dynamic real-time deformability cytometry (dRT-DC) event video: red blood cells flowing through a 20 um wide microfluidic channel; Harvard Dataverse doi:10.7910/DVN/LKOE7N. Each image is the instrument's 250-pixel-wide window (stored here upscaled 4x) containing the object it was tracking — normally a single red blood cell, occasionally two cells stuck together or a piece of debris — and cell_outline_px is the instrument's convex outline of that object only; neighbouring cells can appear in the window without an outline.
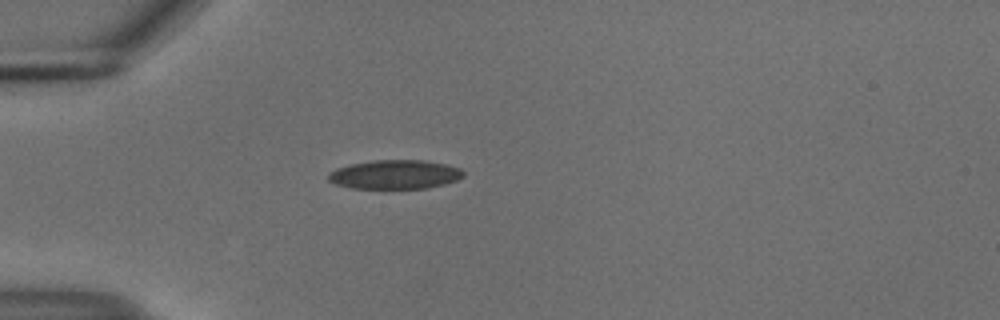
{"species": "common noctule bat (a hibernating species)", "species_latin": "Nyctalus noctula", "temperature_condition": "cold", "stored_images_in_passage": 40, "camera_frame_rate_fps": 3000, "um_per_image_px": 0.085, "animal": {"sex": "male", "body_mass_g": 18.8}, "frame": {"image": 1, "passage_image": 1, "time_ms": 0.0, "image_size_px": [1000, 320], "cell_outline_px": [[464, 176], [456, 180], [444, 184], [428, 188], [352, 188], [336, 184], [328, 180], [328, 172], [336, 168], [352, 164], [372, 160], [424, 160], [444, 164], [460, 168], [464, 172]], "centroid_in_image_um": [33.56, 14.83], "position_along_channel_um": 51.4, "area_um2": 22.77}}
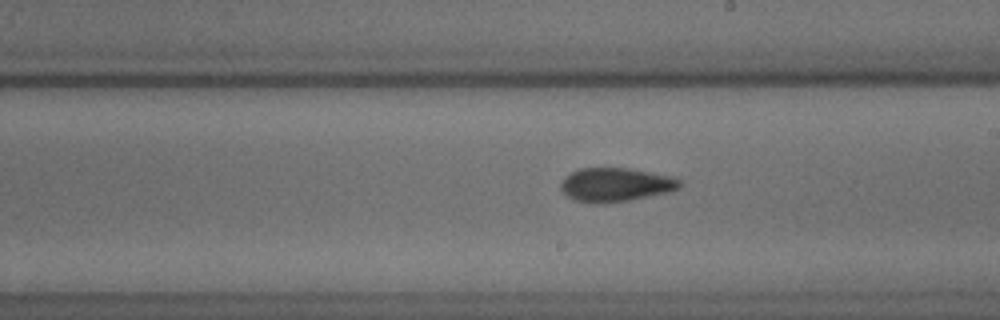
{"frame": {"image": 2, "passage_image": 17, "time_ms": 5.333, "image_size_px": [1000, 320], "cell_outline_px": [[684, 184], [680, 188], [672, 192], [628, 200], [600, 204], [592, 204], [576, 200], [568, 196], [560, 188], [560, 184], [564, 176], [580, 168], [628, 168], [676, 176], [684, 180]], "centroid_in_image_um": [52.42, 15.7], "position_along_channel_um": 236.6, "area_um2": 23.93}}
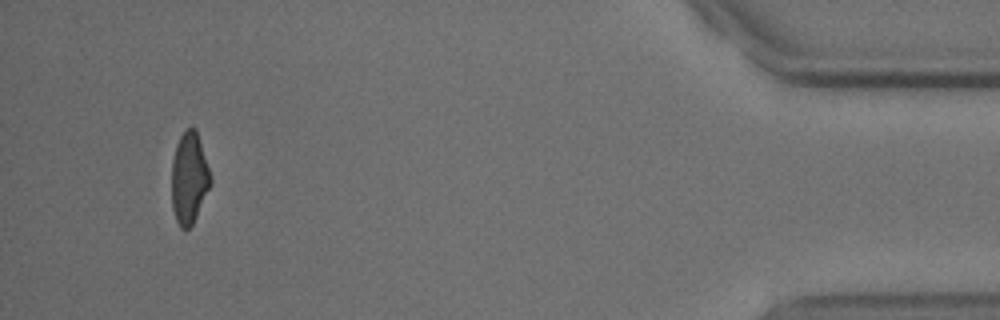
{"frame": {"image": 3, "passage_image": 37, "time_ms": 12.0, "image_size_px": [1000, 320], "cell_outline_px": [[212, 184], [192, 224], [188, 228], [180, 228], [176, 220], [172, 208], [172, 160], [176, 144], [180, 136], [188, 128], [196, 128], [212, 180]], "centroid_in_image_um": [16.07, 15.14], "position_along_channel_um": 419.1, "area_um2": 20.58}, "authors_computed_cell_mechanics": {"area_um2": 22.1085, "velocity_mm_per_s": 3.7227, "shape_relaxation_time_tau1_ms": 5.7916, "shape_relaxation_time_tau2_ms": 3.0872, "deformation_change_tau1": 0.1439, "deformation_change_tau2": 0.0851}}